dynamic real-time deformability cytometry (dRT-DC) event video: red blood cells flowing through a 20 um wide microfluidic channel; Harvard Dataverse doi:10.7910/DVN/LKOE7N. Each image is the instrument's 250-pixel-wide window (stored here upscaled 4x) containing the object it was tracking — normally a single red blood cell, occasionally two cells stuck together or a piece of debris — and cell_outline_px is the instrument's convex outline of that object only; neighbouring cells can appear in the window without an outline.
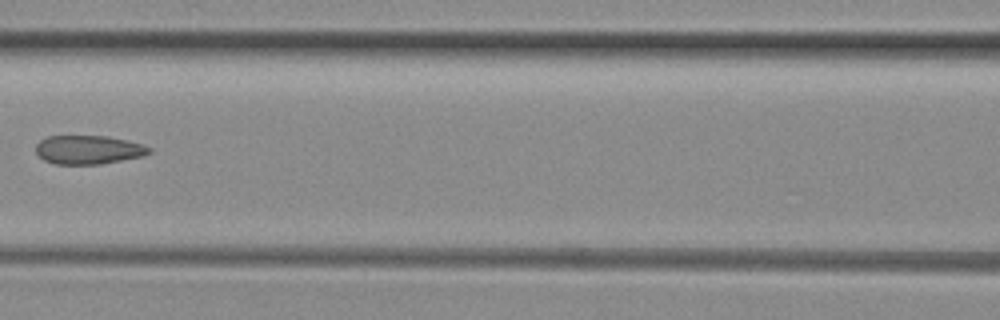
{"species": "common noctule bat (a hibernating species)", "species_latin": "Nyctalus noctula", "temperature_condition": "room temperature", "stored_images_in_passage": 5, "camera_frame_rate_fps": 3000, "um_per_image_px": 0.085, "animal": {"sex": "female", "body_mass_g": 29.2, "forearm_length_mm": 56.3}, "frame": {"image": 1, "passage_image": 5, "time_ms": 1.333, "image_size_px": [1000, 320], "cell_outline_px": [[152, 152], [144, 156], [100, 164], [56, 164], [44, 160], [36, 152], [36, 144], [40, 140], [48, 136], [108, 136], [128, 140], [144, 144], [152, 148]], "centroid_in_image_um": [7.56, 12.72], "position_along_channel_um": 159.0, "area_um2": 19.13}}